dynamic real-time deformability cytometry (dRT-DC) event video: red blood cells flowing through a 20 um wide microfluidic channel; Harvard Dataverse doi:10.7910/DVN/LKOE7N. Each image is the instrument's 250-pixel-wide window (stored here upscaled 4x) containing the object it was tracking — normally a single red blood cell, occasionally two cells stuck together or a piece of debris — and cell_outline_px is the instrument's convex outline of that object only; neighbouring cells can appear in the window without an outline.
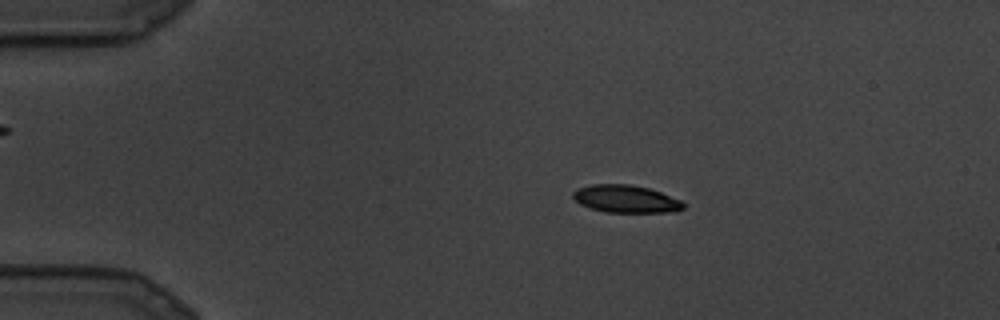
{"species": "common noctule bat (a hibernating species)", "species_latin": "Nyctalus noctula", "temperature_condition": "cold", "stored_images_in_passage": 10, "camera_frame_rate_fps": 3000, "um_per_image_px": 0.085, "animal": {"sex": "male", "body_mass_g": 19.5, "forearm_length_mm": 54.6}, "frame": {"image": 1, "passage_image": 4, "time_ms": 1.0, "image_size_px": [1000, 320], "cell_outline_px": [[684, 208], [676, 212], [604, 212], [580, 204], [572, 196], [572, 192], [576, 188], [592, 184], [628, 184], [648, 188], [660, 192], [680, 200], [684, 204]], "centroid_in_image_um": [53.18, 16.9], "position_along_channel_um": 31.8, "area_um2": 17.69}}